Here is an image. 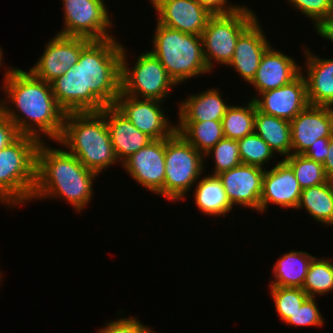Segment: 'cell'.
Wrapping results in <instances>:
<instances>
[{
  "label": "cell",
  "mask_w": 333,
  "mask_h": 333,
  "mask_svg": "<svg viewBox=\"0 0 333 333\" xmlns=\"http://www.w3.org/2000/svg\"><path fill=\"white\" fill-rule=\"evenodd\" d=\"M164 102L131 97L120 92L114 106L140 131L152 140L169 138L176 125L165 115Z\"/></svg>",
  "instance_id": "7c38bea8"
},
{
  "label": "cell",
  "mask_w": 333,
  "mask_h": 333,
  "mask_svg": "<svg viewBox=\"0 0 333 333\" xmlns=\"http://www.w3.org/2000/svg\"><path fill=\"white\" fill-rule=\"evenodd\" d=\"M319 37L330 40L333 43V13L330 14L316 29Z\"/></svg>",
  "instance_id": "60d3db41"
},
{
  "label": "cell",
  "mask_w": 333,
  "mask_h": 333,
  "mask_svg": "<svg viewBox=\"0 0 333 333\" xmlns=\"http://www.w3.org/2000/svg\"><path fill=\"white\" fill-rule=\"evenodd\" d=\"M19 133L15 125L0 111V151L12 143Z\"/></svg>",
  "instance_id": "f35d334b"
},
{
  "label": "cell",
  "mask_w": 333,
  "mask_h": 333,
  "mask_svg": "<svg viewBox=\"0 0 333 333\" xmlns=\"http://www.w3.org/2000/svg\"><path fill=\"white\" fill-rule=\"evenodd\" d=\"M156 21L186 34L202 35L212 16L198 0H152Z\"/></svg>",
  "instance_id": "2e32d148"
},
{
  "label": "cell",
  "mask_w": 333,
  "mask_h": 333,
  "mask_svg": "<svg viewBox=\"0 0 333 333\" xmlns=\"http://www.w3.org/2000/svg\"><path fill=\"white\" fill-rule=\"evenodd\" d=\"M5 70L2 91L9 102L0 98V111L15 125L19 135L34 137L39 142L48 137L57 142L66 113L57 104L51 84L29 70L12 66Z\"/></svg>",
  "instance_id": "7a4b0ae2"
},
{
  "label": "cell",
  "mask_w": 333,
  "mask_h": 333,
  "mask_svg": "<svg viewBox=\"0 0 333 333\" xmlns=\"http://www.w3.org/2000/svg\"><path fill=\"white\" fill-rule=\"evenodd\" d=\"M293 169L296 179L302 189L326 183V176L322 163L305 157L303 154H291L283 158Z\"/></svg>",
  "instance_id": "4dcf8cb0"
},
{
  "label": "cell",
  "mask_w": 333,
  "mask_h": 333,
  "mask_svg": "<svg viewBox=\"0 0 333 333\" xmlns=\"http://www.w3.org/2000/svg\"><path fill=\"white\" fill-rule=\"evenodd\" d=\"M205 160L204 155L177 131L166 138L164 198L170 202L185 199L183 197L203 175Z\"/></svg>",
  "instance_id": "52a82bcc"
},
{
  "label": "cell",
  "mask_w": 333,
  "mask_h": 333,
  "mask_svg": "<svg viewBox=\"0 0 333 333\" xmlns=\"http://www.w3.org/2000/svg\"><path fill=\"white\" fill-rule=\"evenodd\" d=\"M39 141L19 135L0 151V203L14 207L31 200L36 183Z\"/></svg>",
  "instance_id": "8992f818"
},
{
  "label": "cell",
  "mask_w": 333,
  "mask_h": 333,
  "mask_svg": "<svg viewBox=\"0 0 333 333\" xmlns=\"http://www.w3.org/2000/svg\"><path fill=\"white\" fill-rule=\"evenodd\" d=\"M126 49L123 46L120 92L135 98L164 102L172 92L171 88L177 84L166 72L161 62L148 50L137 57L136 63L130 69Z\"/></svg>",
  "instance_id": "ba28073f"
},
{
  "label": "cell",
  "mask_w": 333,
  "mask_h": 333,
  "mask_svg": "<svg viewBox=\"0 0 333 333\" xmlns=\"http://www.w3.org/2000/svg\"><path fill=\"white\" fill-rule=\"evenodd\" d=\"M256 105L251 99L245 105L229 106L222 118L223 135L226 138L240 140L254 132Z\"/></svg>",
  "instance_id": "f1b7e54d"
},
{
  "label": "cell",
  "mask_w": 333,
  "mask_h": 333,
  "mask_svg": "<svg viewBox=\"0 0 333 333\" xmlns=\"http://www.w3.org/2000/svg\"><path fill=\"white\" fill-rule=\"evenodd\" d=\"M329 154L323 163V167L329 181H333V135L329 141Z\"/></svg>",
  "instance_id": "b9f144b4"
},
{
  "label": "cell",
  "mask_w": 333,
  "mask_h": 333,
  "mask_svg": "<svg viewBox=\"0 0 333 333\" xmlns=\"http://www.w3.org/2000/svg\"><path fill=\"white\" fill-rule=\"evenodd\" d=\"M178 123L176 131L203 155L224 137L222 121Z\"/></svg>",
  "instance_id": "83f0119b"
},
{
  "label": "cell",
  "mask_w": 333,
  "mask_h": 333,
  "mask_svg": "<svg viewBox=\"0 0 333 333\" xmlns=\"http://www.w3.org/2000/svg\"><path fill=\"white\" fill-rule=\"evenodd\" d=\"M212 156L215 167H213V174L210 175H218L223 171L230 170L240 165L241 158L239 155L238 140L223 137L204 155V157L209 158Z\"/></svg>",
  "instance_id": "836d02e7"
},
{
  "label": "cell",
  "mask_w": 333,
  "mask_h": 333,
  "mask_svg": "<svg viewBox=\"0 0 333 333\" xmlns=\"http://www.w3.org/2000/svg\"><path fill=\"white\" fill-rule=\"evenodd\" d=\"M258 95L254 94L251 98L258 111L288 121L293 120L310 105L303 74H300L287 85Z\"/></svg>",
  "instance_id": "5bb4252c"
},
{
  "label": "cell",
  "mask_w": 333,
  "mask_h": 333,
  "mask_svg": "<svg viewBox=\"0 0 333 333\" xmlns=\"http://www.w3.org/2000/svg\"><path fill=\"white\" fill-rule=\"evenodd\" d=\"M238 147L242 164L263 169H266L264 168L266 163H269L275 154L270 146L255 132L238 140Z\"/></svg>",
  "instance_id": "1f68e13d"
},
{
  "label": "cell",
  "mask_w": 333,
  "mask_h": 333,
  "mask_svg": "<svg viewBox=\"0 0 333 333\" xmlns=\"http://www.w3.org/2000/svg\"><path fill=\"white\" fill-rule=\"evenodd\" d=\"M289 326H315L322 327L324 324V317L322 316L316 299L313 297H308L302 305L290 315L289 318L284 322Z\"/></svg>",
  "instance_id": "d590c367"
},
{
  "label": "cell",
  "mask_w": 333,
  "mask_h": 333,
  "mask_svg": "<svg viewBox=\"0 0 333 333\" xmlns=\"http://www.w3.org/2000/svg\"><path fill=\"white\" fill-rule=\"evenodd\" d=\"M46 142H39L37 147L36 183L31 201L61 198L77 212H83L94 198L93 183L99 175L84 167L66 149L52 148Z\"/></svg>",
  "instance_id": "3957f363"
},
{
  "label": "cell",
  "mask_w": 333,
  "mask_h": 333,
  "mask_svg": "<svg viewBox=\"0 0 333 333\" xmlns=\"http://www.w3.org/2000/svg\"><path fill=\"white\" fill-rule=\"evenodd\" d=\"M220 93L218 88H210L178 102V122L222 121L231 104H226Z\"/></svg>",
  "instance_id": "603a6c76"
},
{
  "label": "cell",
  "mask_w": 333,
  "mask_h": 333,
  "mask_svg": "<svg viewBox=\"0 0 333 333\" xmlns=\"http://www.w3.org/2000/svg\"><path fill=\"white\" fill-rule=\"evenodd\" d=\"M151 327L146 326L137 318H119L115 321H110L101 327L97 333H155Z\"/></svg>",
  "instance_id": "8d00e7d4"
},
{
  "label": "cell",
  "mask_w": 333,
  "mask_h": 333,
  "mask_svg": "<svg viewBox=\"0 0 333 333\" xmlns=\"http://www.w3.org/2000/svg\"><path fill=\"white\" fill-rule=\"evenodd\" d=\"M294 9L312 20L316 29L330 14L333 13V0H287Z\"/></svg>",
  "instance_id": "e575fe53"
},
{
  "label": "cell",
  "mask_w": 333,
  "mask_h": 333,
  "mask_svg": "<svg viewBox=\"0 0 333 333\" xmlns=\"http://www.w3.org/2000/svg\"><path fill=\"white\" fill-rule=\"evenodd\" d=\"M303 208L316 222L333 226V181L302 189L296 209Z\"/></svg>",
  "instance_id": "4316f807"
},
{
  "label": "cell",
  "mask_w": 333,
  "mask_h": 333,
  "mask_svg": "<svg viewBox=\"0 0 333 333\" xmlns=\"http://www.w3.org/2000/svg\"><path fill=\"white\" fill-rule=\"evenodd\" d=\"M106 118L111 143L119 163H123L152 139L138 130L114 105L100 111Z\"/></svg>",
  "instance_id": "44dd1931"
},
{
  "label": "cell",
  "mask_w": 333,
  "mask_h": 333,
  "mask_svg": "<svg viewBox=\"0 0 333 333\" xmlns=\"http://www.w3.org/2000/svg\"><path fill=\"white\" fill-rule=\"evenodd\" d=\"M212 15H226L235 12L241 5L228 4V0H198Z\"/></svg>",
  "instance_id": "74e56055"
},
{
  "label": "cell",
  "mask_w": 333,
  "mask_h": 333,
  "mask_svg": "<svg viewBox=\"0 0 333 333\" xmlns=\"http://www.w3.org/2000/svg\"><path fill=\"white\" fill-rule=\"evenodd\" d=\"M301 67L291 56L274 49L271 44L262 55L256 76L250 85L257 94L280 88L296 79L301 74Z\"/></svg>",
  "instance_id": "d6986e66"
},
{
  "label": "cell",
  "mask_w": 333,
  "mask_h": 333,
  "mask_svg": "<svg viewBox=\"0 0 333 333\" xmlns=\"http://www.w3.org/2000/svg\"><path fill=\"white\" fill-rule=\"evenodd\" d=\"M47 42L40 59L29 69L38 79L51 83L78 62L81 51L92 41L56 34Z\"/></svg>",
  "instance_id": "8fae6325"
},
{
  "label": "cell",
  "mask_w": 333,
  "mask_h": 333,
  "mask_svg": "<svg viewBox=\"0 0 333 333\" xmlns=\"http://www.w3.org/2000/svg\"><path fill=\"white\" fill-rule=\"evenodd\" d=\"M166 138L152 140L122 164L127 174L139 185L164 197Z\"/></svg>",
  "instance_id": "4fadbf2b"
},
{
  "label": "cell",
  "mask_w": 333,
  "mask_h": 333,
  "mask_svg": "<svg viewBox=\"0 0 333 333\" xmlns=\"http://www.w3.org/2000/svg\"><path fill=\"white\" fill-rule=\"evenodd\" d=\"M62 1L64 26L57 34L90 40H106L114 37L110 32L114 24L104 0Z\"/></svg>",
  "instance_id": "30bf717a"
},
{
  "label": "cell",
  "mask_w": 333,
  "mask_h": 333,
  "mask_svg": "<svg viewBox=\"0 0 333 333\" xmlns=\"http://www.w3.org/2000/svg\"><path fill=\"white\" fill-rule=\"evenodd\" d=\"M314 257L306 251L291 250L282 254L273 265L275 279L270 281L269 286L302 288Z\"/></svg>",
  "instance_id": "484cf974"
},
{
  "label": "cell",
  "mask_w": 333,
  "mask_h": 333,
  "mask_svg": "<svg viewBox=\"0 0 333 333\" xmlns=\"http://www.w3.org/2000/svg\"><path fill=\"white\" fill-rule=\"evenodd\" d=\"M290 125L292 154H304L317 139L333 135V107L309 105Z\"/></svg>",
  "instance_id": "e0dca14e"
},
{
  "label": "cell",
  "mask_w": 333,
  "mask_h": 333,
  "mask_svg": "<svg viewBox=\"0 0 333 333\" xmlns=\"http://www.w3.org/2000/svg\"><path fill=\"white\" fill-rule=\"evenodd\" d=\"M329 141L330 138L317 139L303 155L323 164L329 154Z\"/></svg>",
  "instance_id": "ab89813d"
},
{
  "label": "cell",
  "mask_w": 333,
  "mask_h": 333,
  "mask_svg": "<svg viewBox=\"0 0 333 333\" xmlns=\"http://www.w3.org/2000/svg\"><path fill=\"white\" fill-rule=\"evenodd\" d=\"M266 170L263 175L260 213L267 211L271 203L287 209H296L302 188L291 166L282 159L277 161L270 170Z\"/></svg>",
  "instance_id": "ac0fdd59"
},
{
  "label": "cell",
  "mask_w": 333,
  "mask_h": 333,
  "mask_svg": "<svg viewBox=\"0 0 333 333\" xmlns=\"http://www.w3.org/2000/svg\"><path fill=\"white\" fill-rule=\"evenodd\" d=\"M247 6L226 15H212L202 32L203 56L207 67L214 71L213 65L227 66L232 60L239 36L257 19Z\"/></svg>",
  "instance_id": "9c48e42d"
},
{
  "label": "cell",
  "mask_w": 333,
  "mask_h": 333,
  "mask_svg": "<svg viewBox=\"0 0 333 333\" xmlns=\"http://www.w3.org/2000/svg\"><path fill=\"white\" fill-rule=\"evenodd\" d=\"M304 54L306 70L301 67V74L306 81L309 104L333 107V58L322 59L308 49H304Z\"/></svg>",
  "instance_id": "7402d4cb"
},
{
  "label": "cell",
  "mask_w": 333,
  "mask_h": 333,
  "mask_svg": "<svg viewBox=\"0 0 333 333\" xmlns=\"http://www.w3.org/2000/svg\"><path fill=\"white\" fill-rule=\"evenodd\" d=\"M257 18L238 38L234 55L227 67L234 68L240 77L251 83L255 78L260 60L271 45Z\"/></svg>",
  "instance_id": "ffe728a7"
},
{
  "label": "cell",
  "mask_w": 333,
  "mask_h": 333,
  "mask_svg": "<svg viewBox=\"0 0 333 333\" xmlns=\"http://www.w3.org/2000/svg\"><path fill=\"white\" fill-rule=\"evenodd\" d=\"M151 51L173 81L180 85L211 72L203 56L201 35L186 34L156 22Z\"/></svg>",
  "instance_id": "5b68a950"
},
{
  "label": "cell",
  "mask_w": 333,
  "mask_h": 333,
  "mask_svg": "<svg viewBox=\"0 0 333 333\" xmlns=\"http://www.w3.org/2000/svg\"><path fill=\"white\" fill-rule=\"evenodd\" d=\"M197 182L194 189V201L199 211L207 216L222 217L223 215L225 217L233 210L234 207L230 204L224 186L217 175L201 176Z\"/></svg>",
  "instance_id": "d4e9b609"
},
{
  "label": "cell",
  "mask_w": 333,
  "mask_h": 333,
  "mask_svg": "<svg viewBox=\"0 0 333 333\" xmlns=\"http://www.w3.org/2000/svg\"><path fill=\"white\" fill-rule=\"evenodd\" d=\"M302 289L313 298L333 292V261L315 256L310 263Z\"/></svg>",
  "instance_id": "f546056e"
},
{
  "label": "cell",
  "mask_w": 333,
  "mask_h": 333,
  "mask_svg": "<svg viewBox=\"0 0 333 333\" xmlns=\"http://www.w3.org/2000/svg\"><path fill=\"white\" fill-rule=\"evenodd\" d=\"M264 172L263 168L241 163L217 175L232 207L240 205L260 212Z\"/></svg>",
  "instance_id": "9a60e30c"
},
{
  "label": "cell",
  "mask_w": 333,
  "mask_h": 333,
  "mask_svg": "<svg viewBox=\"0 0 333 333\" xmlns=\"http://www.w3.org/2000/svg\"><path fill=\"white\" fill-rule=\"evenodd\" d=\"M278 317L285 322L309 297L302 288L270 286Z\"/></svg>",
  "instance_id": "d6a6232c"
},
{
  "label": "cell",
  "mask_w": 333,
  "mask_h": 333,
  "mask_svg": "<svg viewBox=\"0 0 333 333\" xmlns=\"http://www.w3.org/2000/svg\"><path fill=\"white\" fill-rule=\"evenodd\" d=\"M254 132L280 156L292 154V136L290 121L264 114L256 109Z\"/></svg>",
  "instance_id": "cb8c5ba5"
},
{
  "label": "cell",
  "mask_w": 333,
  "mask_h": 333,
  "mask_svg": "<svg viewBox=\"0 0 333 333\" xmlns=\"http://www.w3.org/2000/svg\"><path fill=\"white\" fill-rule=\"evenodd\" d=\"M123 45L116 37L92 40L78 62L51 84L57 104L68 112H100L120 94Z\"/></svg>",
  "instance_id": "6da1fadb"
},
{
  "label": "cell",
  "mask_w": 333,
  "mask_h": 333,
  "mask_svg": "<svg viewBox=\"0 0 333 333\" xmlns=\"http://www.w3.org/2000/svg\"><path fill=\"white\" fill-rule=\"evenodd\" d=\"M3 50L1 49V46H0V67H2V63H3Z\"/></svg>",
  "instance_id": "7bdbcfd3"
},
{
  "label": "cell",
  "mask_w": 333,
  "mask_h": 333,
  "mask_svg": "<svg viewBox=\"0 0 333 333\" xmlns=\"http://www.w3.org/2000/svg\"><path fill=\"white\" fill-rule=\"evenodd\" d=\"M56 143L66 146V150L84 167L98 175L110 166L120 164L111 143L106 118L101 112L66 113L63 131Z\"/></svg>",
  "instance_id": "277c9868"
}]
</instances>
